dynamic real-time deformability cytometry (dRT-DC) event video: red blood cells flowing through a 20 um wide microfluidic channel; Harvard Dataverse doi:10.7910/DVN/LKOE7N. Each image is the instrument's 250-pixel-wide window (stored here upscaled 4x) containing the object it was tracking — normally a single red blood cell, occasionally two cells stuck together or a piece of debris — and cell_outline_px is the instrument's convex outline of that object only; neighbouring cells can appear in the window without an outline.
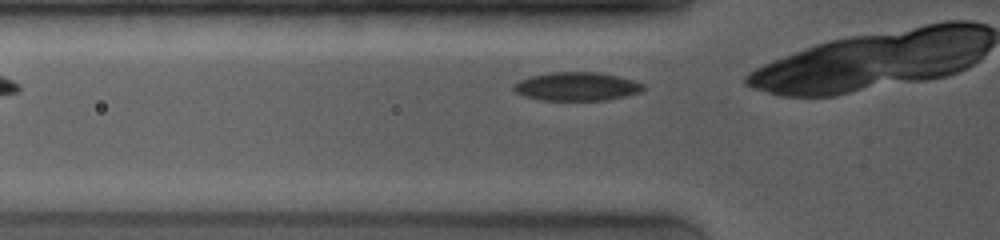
{"species": "common noctule bat (a hibernating species)", "species_latin": "Nyctalus noctula", "temperature_condition": "room temperature", "stored_images_in_passage": 9, "camera_frame_rate_fps": 4000, "um_per_image_px": 0.085, "animal": {"sex": "female", "body_mass_g": 19.0, "forearm_length_mm": 53.3}, "frame": {"image": 1, "passage_image": 2, "time_ms": 0.25, "image_size_px": [1000, 240], "cell_outline_px": [[644, 88], [640, 92], [608, 100], [536, 100], [524, 96], [516, 92], [512, 88], [512, 84], [520, 80], [532, 76], [548, 72], [600, 72], [632, 80], [644, 84]], "centroid_in_image_um": [48.98, 7.35], "position_along_channel_um": 76.8, "area_um2": 21.56}}